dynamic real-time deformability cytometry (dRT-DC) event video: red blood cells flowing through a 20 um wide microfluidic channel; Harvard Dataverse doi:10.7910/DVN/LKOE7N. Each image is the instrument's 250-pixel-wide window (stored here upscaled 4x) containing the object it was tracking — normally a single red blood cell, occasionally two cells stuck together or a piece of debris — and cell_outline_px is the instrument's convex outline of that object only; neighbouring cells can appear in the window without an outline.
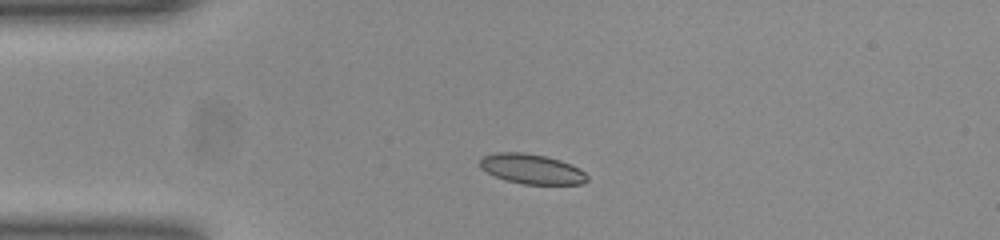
{"species": "common noctule bat (a hibernating species)", "species_latin": "Nyctalus noctula", "temperature_condition": "room temperature", "stored_images_in_passage": 39, "camera_frame_rate_fps": 3000, "um_per_image_px": 0.085, "animal": {"sex": "female", "body_mass_g": 23.0, "forearm_length_mm": 53.4}, "frame": {"image": 1, "passage_image": 1, "time_ms": 0.0, "image_size_px": [1000, 240], "cell_outline_px": [[588, 180], [580, 184], [524, 184], [508, 180], [496, 176], [480, 168], [480, 160], [484, 156], [496, 152], [524, 152], [544, 156], [560, 160], [572, 164], [580, 168], [588, 176]], "centroid_in_image_um": [45.22, 14.35], "position_along_channel_um": 39.8, "area_um2": 18.55}}
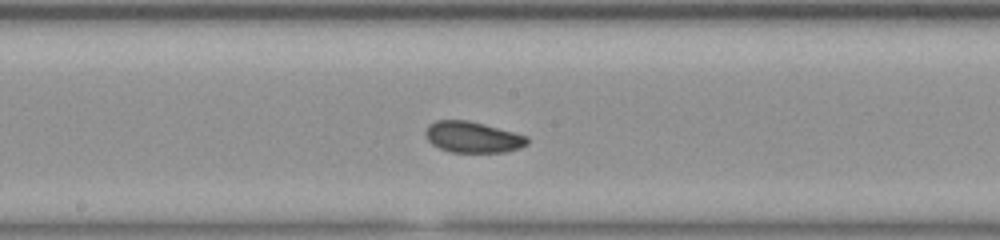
{"frame": {"image": 2, "passage_image": 16, "time_ms": 5.0, "image_size_px": [1000, 240], "cell_outline_px": [[528, 144], [520, 148], [504, 152], [452, 152], [440, 148], [432, 144], [428, 140], [424, 132], [428, 124], [436, 120], [468, 120], [484, 124], [528, 136]], "centroid_in_image_um": [40.17, 11.65], "position_along_channel_um": 208.0, "area_um2": 18.44}}
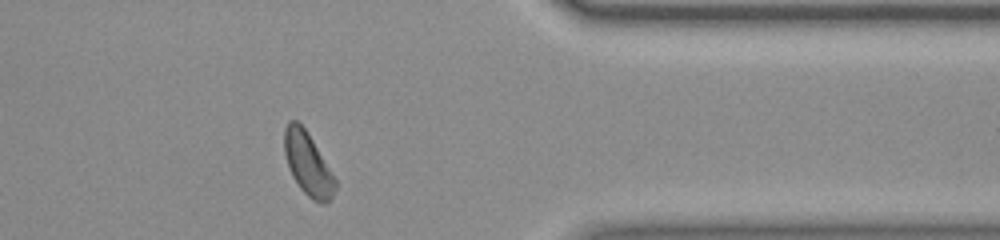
{"frame": {"image": 3, "passage_image": 31, "time_ms": 10.0, "image_size_px": [1000, 240], "cell_outline_px": [[336, 188], [328, 204], [320, 204], [312, 200], [300, 188], [292, 176], [288, 168], [284, 152], [284, 128], [288, 120], [296, 120], [304, 128], [312, 140], [336, 180]], "centroid_in_image_um": [26.15, 13.96], "position_along_channel_um": 385.3, "area_um2": 18.55}, "authors_computed_cell_mechanics": {"area_um2": 18.5538, "velocity_mm_per_s": 3.897, "shape_relaxation_time_tau1_ms": 3.3134, "shape_relaxation_time_tau2_ms": 4.289, "deformation_change_tau1": 0.0839, "deformation_change_tau2": 0.0806}}